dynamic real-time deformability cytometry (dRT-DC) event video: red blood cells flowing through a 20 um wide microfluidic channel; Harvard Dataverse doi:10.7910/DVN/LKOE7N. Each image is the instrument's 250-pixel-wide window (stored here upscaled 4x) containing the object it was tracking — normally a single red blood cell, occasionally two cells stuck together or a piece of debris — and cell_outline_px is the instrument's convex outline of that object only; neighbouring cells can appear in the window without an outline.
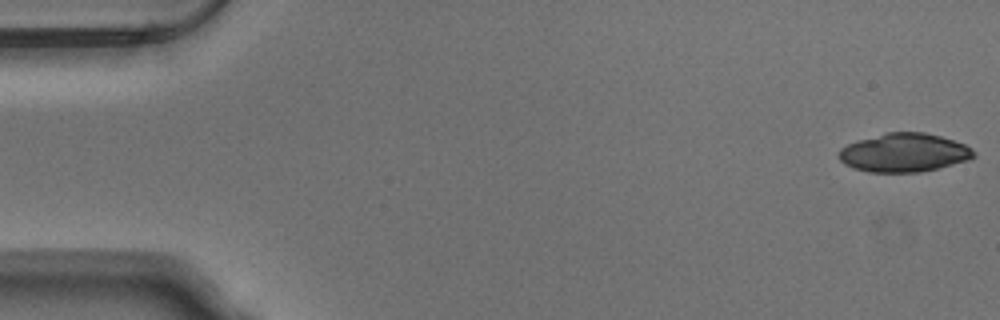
{"species": "Egyptian fruit bat (a non-hibernating species)", "species_latin": "Rousettus aegyptiacus", "temperature_condition": "warm", "stored_images_in_passage": 15, "camera_frame_rate_fps": 3000, "um_per_image_px": 0.085, "animal": {"sex": "male"}, "frame": {"image": 1, "passage_image": 1, "time_ms": 0.0, "image_size_px": [1000, 320], "cell_outline_px": [[976, 156], [972, 160], [920, 172], [868, 172], [852, 168], [844, 164], [840, 160], [840, 148], [856, 140], [884, 132], [924, 132], [940, 136], [964, 144], [972, 148], [976, 152]], "centroid_in_image_um": [76.86, 12.97], "position_along_channel_um": 8.1, "area_um2": 30.63}}
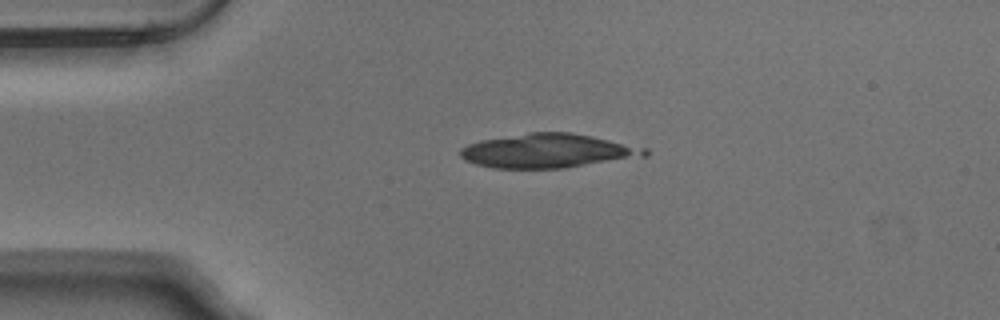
{"frame": {"image": 2, "passage_image": 12, "time_ms": 3.667, "image_size_px": [1000, 320], "cell_outline_px": [[648, 156], [564, 168], [492, 168], [476, 164], [464, 160], [460, 156], [460, 148], [468, 144], [480, 140], [528, 132], [568, 132], [592, 136], [648, 148]], "centroid_in_image_um": [46.56, 12.82], "position_along_channel_um": 38.4, "area_um2": 36.76}}